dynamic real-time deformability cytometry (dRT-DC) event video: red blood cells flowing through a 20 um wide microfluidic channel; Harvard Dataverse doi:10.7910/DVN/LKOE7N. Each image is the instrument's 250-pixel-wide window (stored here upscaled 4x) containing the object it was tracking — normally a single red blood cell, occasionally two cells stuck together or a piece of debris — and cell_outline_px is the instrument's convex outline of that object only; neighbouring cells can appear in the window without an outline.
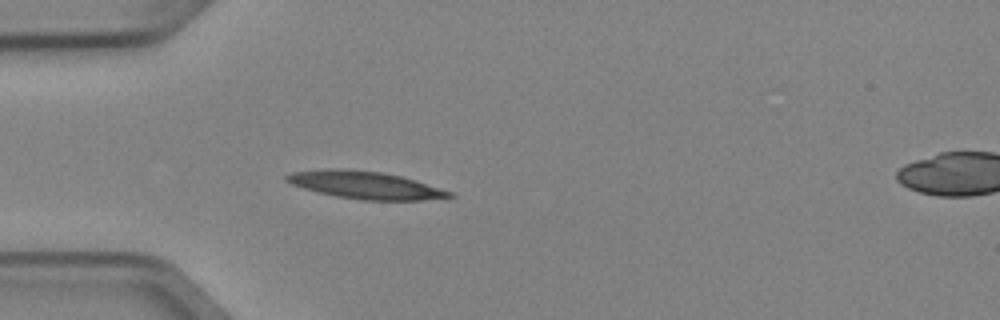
{"species": "Egyptian fruit bat (a non-hibernating species)", "species_latin": "Rousettus aegyptiacus", "temperature_condition": "cold", "stored_images_in_passage": 5, "camera_frame_rate_fps": 3000, "um_per_image_px": 0.085, "animal": {"sex": "female"}, "frame": {"image": 1, "passage_image": 4, "time_ms": 1.0, "image_size_px": [1000, 320], "cell_outline_px": [[456, 196], [420, 200], [360, 200], [336, 196], [316, 192], [292, 184], [284, 180], [284, 176], [292, 172], [332, 168], [380, 172], [400, 176], [416, 180], [452, 192]], "centroid_in_image_um": [31.02, 15.74], "position_along_channel_um": 54.0, "area_um2": 25.84}}